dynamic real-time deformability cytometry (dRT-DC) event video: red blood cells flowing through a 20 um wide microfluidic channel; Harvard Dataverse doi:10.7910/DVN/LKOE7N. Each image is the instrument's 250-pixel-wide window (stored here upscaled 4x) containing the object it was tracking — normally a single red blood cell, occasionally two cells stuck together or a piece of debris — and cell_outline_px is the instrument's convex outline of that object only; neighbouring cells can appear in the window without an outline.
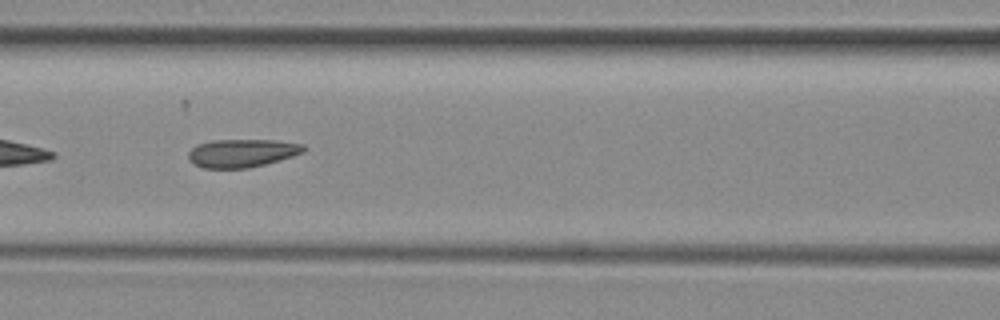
{"species": "common noctule bat (a hibernating species)", "species_latin": "Nyctalus noctula", "temperature_condition": "room temperature", "stored_images_in_passage": 7, "camera_frame_rate_fps": 3000, "um_per_image_px": 0.085, "animal": {"sex": "female", "body_mass_g": 29.2, "forearm_length_mm": 56.3}, "frame": {"image": 1, "passage_image": 4, "time_ms": 3.667, "image_size_px": [1000, 320], "cell_outline_px": [[308, 148], [304, 152], [280, 160], [248, 168], [204, 168], [188, 160], [188, 152], [196, 144], [212, 140], [276, 140], [304, 144]], "centroid_in_image_um": [20.58, 13.0], "position_along_channel_um": 146.0, "area_um2": 19.02}}
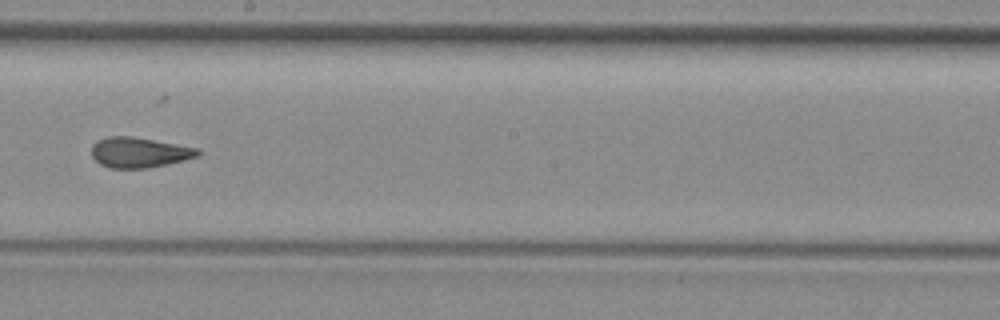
{"frame": {"image": 2, "passage_image": 6, "time_ms": 6.0, "image_size_px": [1000, 320], "cell_outline_px": [[200, 156], [168, 164], [148, 168], [108, 168], [100, 164], [92, 156], [92, 144], [108, 136], [132, 136], [200, 148]], "centroid_in_image_um": [11.86, 12.96], "position_along_channel_um": 236.3, "area_um2": 18.84}}
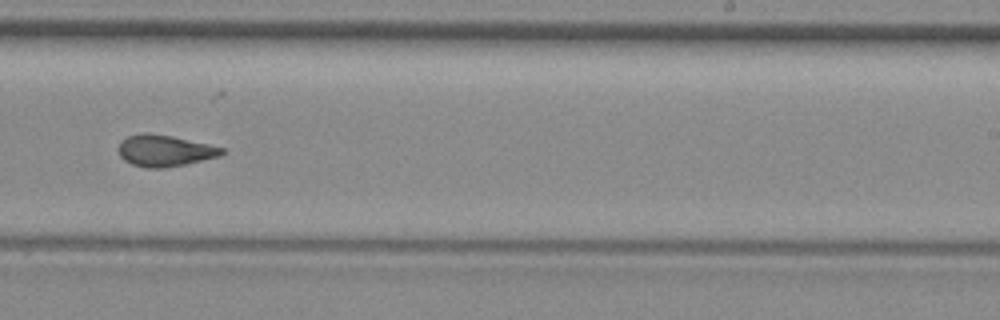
{"frame": {"image": 3, "passage_image": 7, "time_ms": 7.0, "image_size_px": [1000, 320], "cell_outline_px": [[228, 152], [220, 156], [184, 164], [164, 168], [148, 168], [132, 164], [124, 160], [120, 156], [116, 148], [120, 140], [128, 136], [140, 132], [148, 132], [172, 136], [208, 144], [224, 148]], "centroid_in_image_um": [13.97, 12.79], "position_along_channel_um": 275.0, "area_um2": 19.19}}